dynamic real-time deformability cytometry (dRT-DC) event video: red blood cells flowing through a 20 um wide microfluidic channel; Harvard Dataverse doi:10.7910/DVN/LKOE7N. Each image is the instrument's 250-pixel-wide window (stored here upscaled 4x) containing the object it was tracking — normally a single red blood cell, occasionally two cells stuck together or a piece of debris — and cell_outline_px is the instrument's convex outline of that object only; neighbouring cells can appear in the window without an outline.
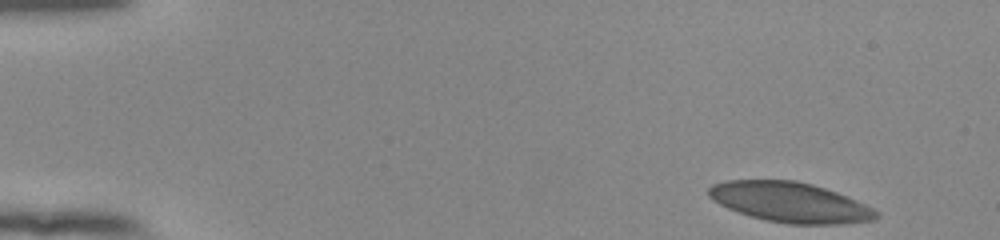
{"species": "human", "species_latin": "Homo sapiens", "temperature_condition": "room temperature", "stored_images_in_passage": 50, "camera_frame_rate_fps": 3000, "um_per_image_px": 0.085, "donor": {"sex": "female"}, "frame": {"image": 1, "passage_image": 1, "time_ms": 0.0, "image_size_px": [1000, 240], "cell_outline_px": [[880, 216], [872, 220], [840, 224], [788, 224], [764, 220], [728, 208], [712, 200], [708, 196], [708, 188], [712, 184], [728, 180], [796, 180], [812, 184], [836, 192], [864, 204], [880, 212]], "centroid_in_image_um": [67.14, 17.19], "position_along_channel_um": 17.9, "area_um2": 38.96}}
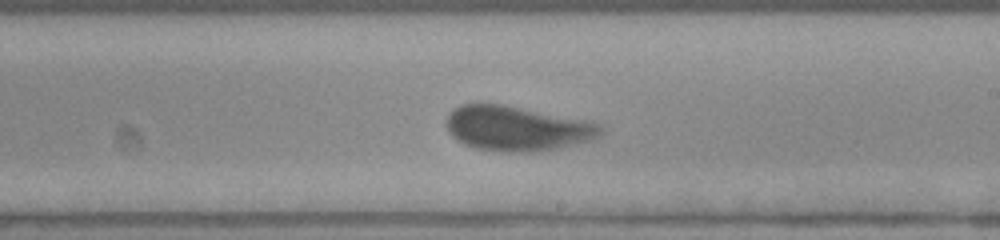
{"frame": {"image": 2, "passage_image": 29, "time_ms": 9.333, "image_size_px": [1000, 240], "cell_outline_px": [[604, 128], [600, 136], [592, 140], [540, 152], [504, 152], [476, 148], [464, 144], [452, 136], [448, 132], [444, 124], [452, 108], [460, 104], [504, 104], [592, 120], [600, 124]], "centroid_in_image_um": [43.98, 10.9], "position_along_channel_um": 245.0, "area_um2": 41.1}}
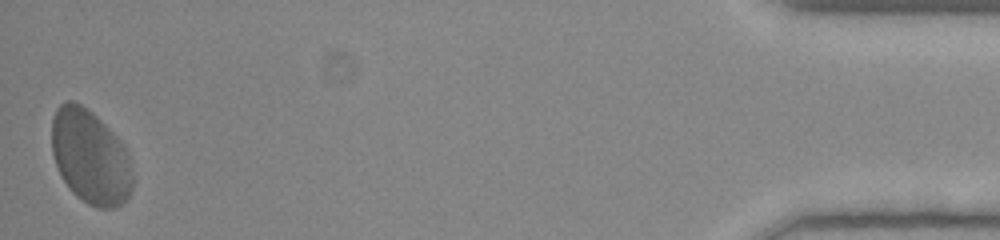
{"frame": {"image": 3, "passage_image": 50, "time_ms": 16.333, "image_size_px": [1000, 240], "cell_outline_px": [[132, 192], [116, 208], [96, 208], [88, 204], [76, 196], [72, 192], [60, 176], [52, 152], [52, 116], [56, 108], [60, 104], [68, 100], [72, 100], [80, 104], [92, 112], [120, 140], [128, 152], [132, 168]], "centroid_in_image_um": [7.67, 13.34], "position_along_channel_um": 427.5, "area_um2": 44.56}, "authors_computed_cell_mechanics": {"area_um2": 39.3618, "velocity_mm_per_s": 3.7848, "shape_relaxation_time_tau1_ms": 2.0826, "shape_relaxation_time_tau2_ms": 0.9837, "deformation_change_tau1": 0.1156, "deformation_change_tau2": 0.0743}}